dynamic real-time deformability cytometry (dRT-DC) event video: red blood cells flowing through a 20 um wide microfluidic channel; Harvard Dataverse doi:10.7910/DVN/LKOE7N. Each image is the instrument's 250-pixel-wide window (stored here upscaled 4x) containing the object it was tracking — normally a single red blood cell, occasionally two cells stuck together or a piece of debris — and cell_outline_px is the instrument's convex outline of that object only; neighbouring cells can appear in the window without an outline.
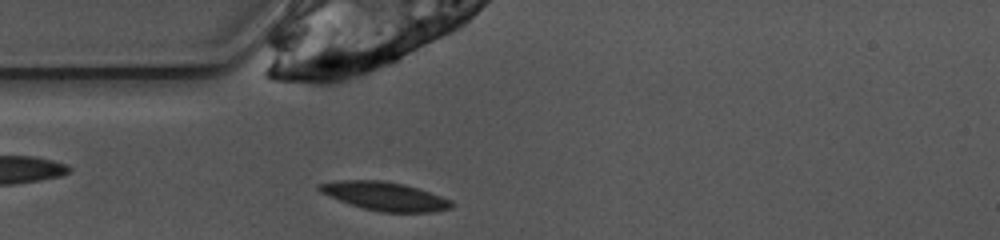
{"species": "common noctule bat (a hibernating species)", "species_latin": "Nyctalus noctula", "temperature_condition": "warm", "stored_images_in_passage": 11, "camera_frame_rate_fps": 3000, "um_per_image_px": 0.085, "animal": {"sex": "female", "body_mass_g": 10.0, "forearm_length_mm": 53.1}, "frame": {"image": 1, "passage_image": 4, "time_ms": 1.0, "image_size_px": [1000, 240], "cell_outline_px": [[456, 204], [452, 208], [432, 212], [380, 212], [364, 208], [340, 200], [320, 192], [316, 188], [316, 184], [336, 180], [384, 180], [404, 184], [452, 200]], "centroid_in_image_um": [32.71, 16.67], "position_along_channel_um": 52.3, "area_um2": 21.96}}
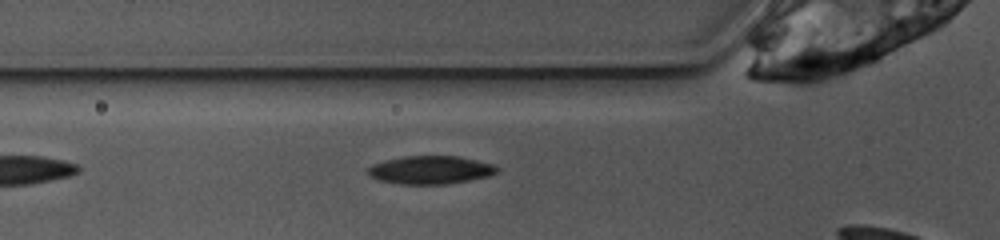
{"frame": {"image": 2, "passage_image": 7, "time_ms": 2.0, "image_size_px": [1000, 240], "cell_outline_px": [[500, 172], [488, 176], [468, 180], [444, 184], [396, 184], [380, 180], [368, 176], [368, 168], [372, 164], [384, 160], [400, 156], [456, 156], [496, 164], [500, 168]], "centroid_in_image_um": [36.6, 14.44], "position_along_channel_um": 89.2, "area_um2": 21.39}}
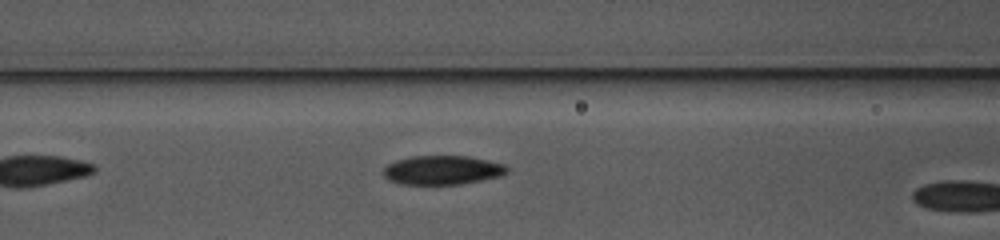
{"frame": {"image": 3, "passage_image": 10, "time_ms": 3.0, "image_size_px": [1000, 240], "cell_outline_px": [[508, 172], [500, 176], [460, 184], [400, 184], [388, 180], [380, 172], [388, 164], [396, 160], [412, 156], [468, 156], [488, 160], [504, 164], [508, 168]], "centroid_in_image_um": [37.57, 14.45], "position_along_channel_um": 129.0, "area_um2": 20.98}}